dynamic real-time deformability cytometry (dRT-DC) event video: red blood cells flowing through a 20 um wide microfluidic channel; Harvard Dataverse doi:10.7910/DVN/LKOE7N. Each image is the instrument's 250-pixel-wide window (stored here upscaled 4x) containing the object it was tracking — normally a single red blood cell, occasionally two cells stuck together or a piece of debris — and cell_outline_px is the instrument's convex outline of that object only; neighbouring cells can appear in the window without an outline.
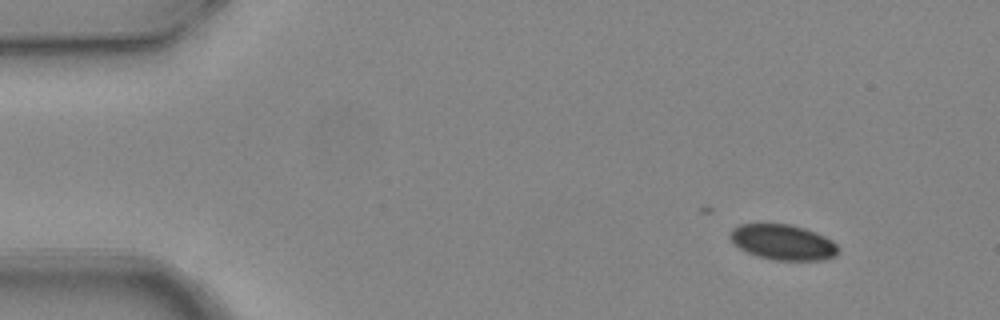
{"species": "common noctule bat (a hibernating species)", "species_latin": "Nyctalus noctula", "temperature_condition": "warm", "stored_images_in_passage": 3, "camera_frame_rate_fps": 3000, "um_per_image_px": 0.085, "animal": {"sex": "female", "body_mass_g": 24.6, "forearm_length_mm": 56.2}, "frame": {"image": 1, "passage_image": 1, "time_ms": 0.0, "image_size_px": [1000, 320], "cell_outline_px": [[840, 248], [836, 256], [824, 260], [772, 260], [756, 256], [740, 248], [728, 236], [732, 228], [740, 224], [788, 224], [804, 228], [816, 232], [832, 240]], "centroid_in_image_um": [66.57, 20.59], "position_along_channel_um": 18.4, "area_um2": 22.37}}
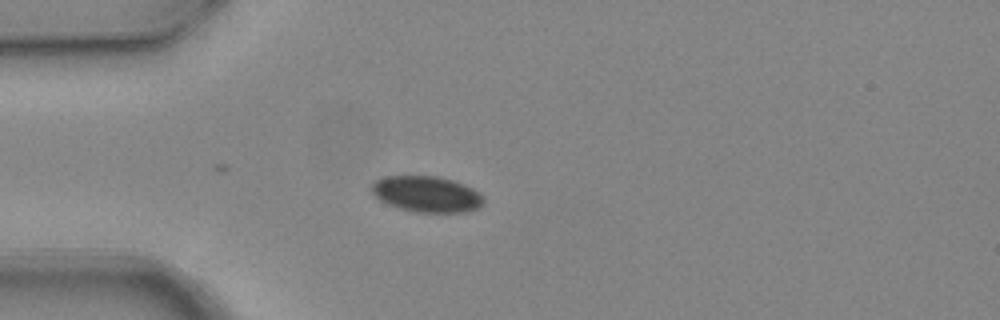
{"frame": {"image": 2, "passage_image": 3, "time_ms": 0.667, "image_size_px": [1000, 320], "cell_outline_px": [[484, 204], [476, 208], [464, 212], [416, 212], [400, 208], [388, 204], [380, 200], [372, 192], [372, 184], [376, 180], [384, 176], [436, 176], [452, 180], [464, 184], [480, 192], [484, 196]], "centroid_in_image_um": [36.29, 16.49], "position_along_channel_um": 48.7, "area_um2": 23.41}}